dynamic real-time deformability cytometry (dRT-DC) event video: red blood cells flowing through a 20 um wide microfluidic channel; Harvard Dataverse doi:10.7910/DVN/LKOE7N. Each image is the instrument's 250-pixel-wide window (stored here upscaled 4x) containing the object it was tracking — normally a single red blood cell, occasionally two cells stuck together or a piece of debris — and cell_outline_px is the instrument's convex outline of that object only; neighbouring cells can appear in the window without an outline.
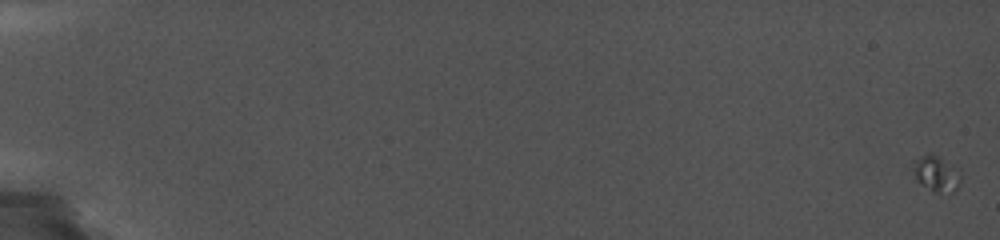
{"species": "common noctule bat (a hibernating species)", "species_latin": "Nyctalus noctula", "temperature_condition": "cold", "stored_images_in_passage": 12, "camera_frame_rate_fps": 5000, "um_per_image_px": 0.085, "animal": {"sex": "female", "body_mass_g": 19.0, "forearm_length_mm": 56.7}, "frame": {"image": 1, "passage_image": 1, "time_ms": 0.0, "image_size_px": [1000, 240], "cell_outline_px": [[964, 176], [960, 184], [952, 192], [936, 192], [920, 184], [916, 180], [912, 172], [912, 168], [916, 160], [920, 156], [932, 152], [940, 156], [960, 168]], "centroid_in_image_um": [79.65, 14.73], "position_along_channel_um": 5.3, "area_um2": 10.4}}